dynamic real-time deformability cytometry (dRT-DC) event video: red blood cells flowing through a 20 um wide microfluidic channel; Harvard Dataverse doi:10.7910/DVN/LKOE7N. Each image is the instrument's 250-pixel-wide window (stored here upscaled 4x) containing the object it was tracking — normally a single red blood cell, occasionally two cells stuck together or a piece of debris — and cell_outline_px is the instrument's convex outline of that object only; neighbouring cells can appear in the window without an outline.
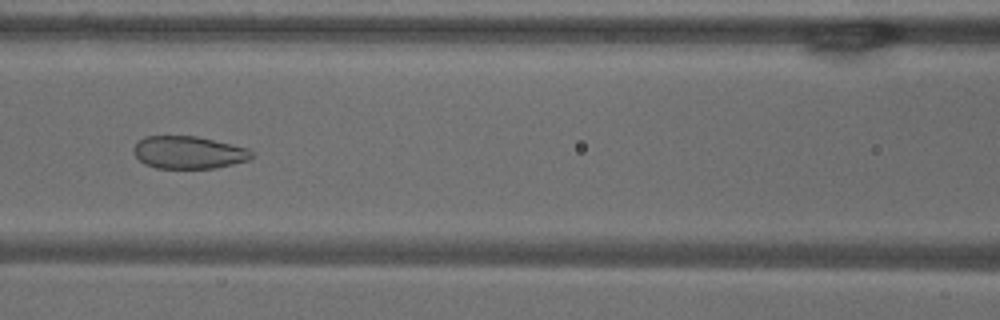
{"species": "common noctule bat (a hibernating species)", "species_latin": "Nyctalus noctula", "temperature_condition": "warm", "stored_images_in_passage": 56, "camera_frame_rate_fps": 3000, "um_per_image_px": 0.085, "animal": {"sex": "male", "body_mass_g": 18.8}, "frame": {"image": 1, "passage_image": 25, "time_ms": 8.0, "image_size_px": [1000, 320], "cell_outline_px": [[252, 156], [248, 160], [216, 168], [156, 168], [144, 164], [132, 152], [132, 148], [144, 136], [196, 136], [232, 144], [248, 148], [252, 152]], "centroid_in_image_um": [16.01, 12.96], "position_along_channel_um": 150.6, "area_um2": 22.37}}
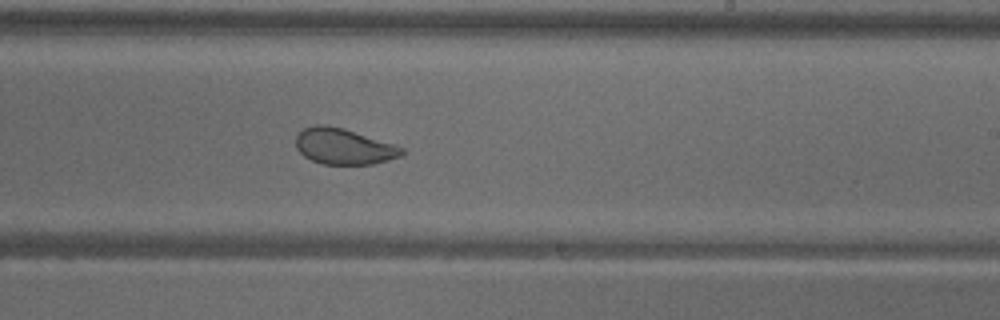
{"frame": {"image": 2, "passage_image": 34, "time_ms": 11.0, "image_size_px": [1000, 320], "cell_outline_px": [[404, 152], [400, 156], [388, 160], [372, 164], [324, 164], [312, 160], [304, 156], [296, 148], [296, 136], [304, 128], [316, 124], [324, 124], [344, 128], [396, 144], [404, 148]], "centroid_in_image_um": [29.23, 12.43], "position_along_channel_um": 259.8, "area_um2": 22.25}}
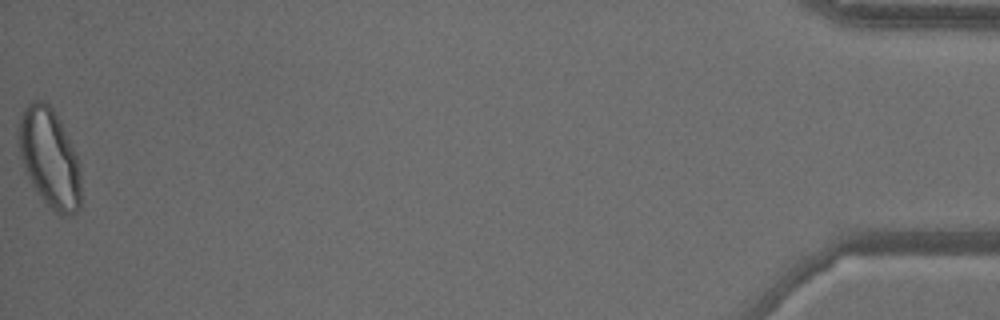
{"frame": {"image": 3, "passage_image": 56, "time_ms": 18.333, "image_size_px": [1000, 320], "cell_outline_px": [[80, 208], [72, 216], [60, 216], [52, 212], [36, 192], [24, 172], [20, 156], [20, 120], [24, 108], [32, 100], [44, 100], [52, 108], [60, 120], [72, 144], [80, 168]], "centroid_in_image_um": [4.22, 13.5], "position_along_channel_um": 431.0, "area_um2": 36.18}, "authors_computed_cell_mechanics": {"area_um2": 29.5358, "velocity_mm_per_s": 3.6529, "shape_relaxation_time_tau1_ms": 7.0223, "shape_relaxation_time_tau2_ms": 0.7759, "deformation_change_tau1": 0.1423, "deformation_change_tau2": 0.0617}}